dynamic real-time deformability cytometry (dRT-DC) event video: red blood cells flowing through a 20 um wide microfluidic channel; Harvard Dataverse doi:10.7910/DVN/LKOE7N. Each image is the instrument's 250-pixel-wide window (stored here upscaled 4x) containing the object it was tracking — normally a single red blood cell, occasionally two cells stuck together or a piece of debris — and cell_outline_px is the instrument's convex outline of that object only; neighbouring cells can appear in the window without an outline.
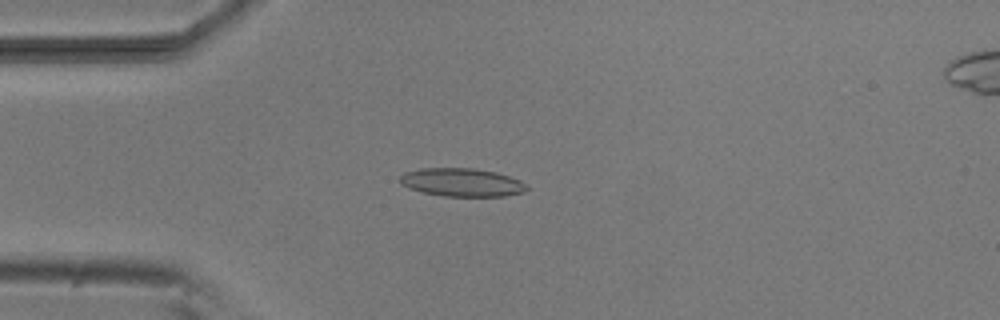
{"species": "common noctule bat (a hibernating species)", "species_latin": "Nyctalus noctula", "temperature_condition": "room temperature", "stored_images_in_passage": 50, "camera_frame_rate_fps": 3000, "um_per_image_px": 0.085, "animal": {"sex": "male", "body_mass_g": 20.5, "forearm_length_mm": 52.5}, "frame": {"image": 1, "passage_image": 13, "time_ms": 4.0, "image_size_px": [1000, 320], "cell_outline_px": [[528, 188], [524, 192], [504, 196], [444, 196], [424, 192], [408, 188], [400, 184], [400, 176], [404, 172], [420, 168], [472, 168], [496, 172], [520, 180], [528, 184]], "centroid_in_image_um": [39.26, 15.5], "position_along_channel_um": 45.7, "area_um2": 20.92}}
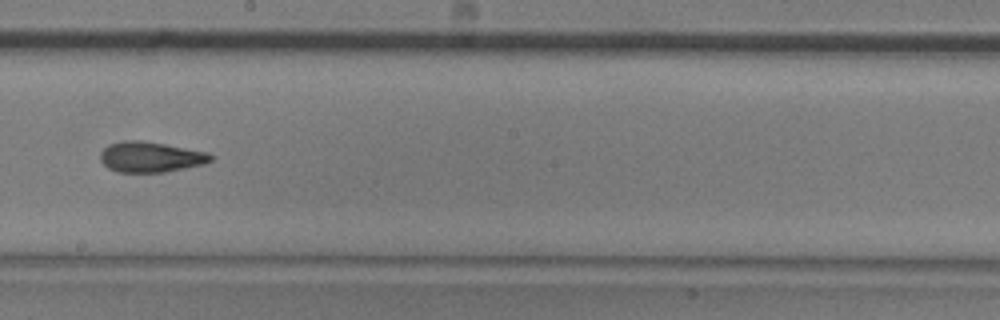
{"frame": {"image": 2, "passage_image": 29, "time_ms": 9.333, "image_size_px": [1000, 320], "cell_outline_px": [[212, 160], [204, 164], [164, 172], [116, 172], [108, 168], [100, 160], [100, 152], [108, 144], [124, 140], [140, 140], [164, 144], [208, 152], [212, 156]], "centroid_in_image_um": [12.77, 13.34], "position_along_channel_um": 235.4, "area_um2": 19.59}}
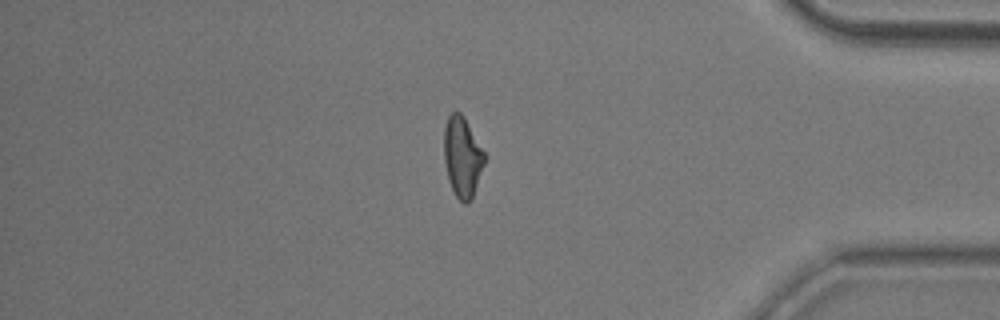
{"frame": {"image": 3, "passage_image": 44, "time_ms": 14.333, "image_size_px": [1000, 320], "cell_outline_px": [[488, 156], [472, 200], [468, 204], [464, 204], [456, 196], [448, 180], [444, 160], [444, 128], [448, 116], [452, 112], [460, 112], [464, 116]], "centroid_in_image_um": [39.34, 13.35], "position_along_channel_um": 395.9, "area_um2": 19.48}, "authors_computed_cell_mechanics": {"area_um2": 19.5653, "velocity_mm_per_s": 3.8359, "shape_relaxation_time_tau1_ms": 7.0568, "shape_relaxation_time_tau2_ms": 1.9081, "deformation_change_tau1": 0.1963, "deformation_change_tau2": 0.1061}}